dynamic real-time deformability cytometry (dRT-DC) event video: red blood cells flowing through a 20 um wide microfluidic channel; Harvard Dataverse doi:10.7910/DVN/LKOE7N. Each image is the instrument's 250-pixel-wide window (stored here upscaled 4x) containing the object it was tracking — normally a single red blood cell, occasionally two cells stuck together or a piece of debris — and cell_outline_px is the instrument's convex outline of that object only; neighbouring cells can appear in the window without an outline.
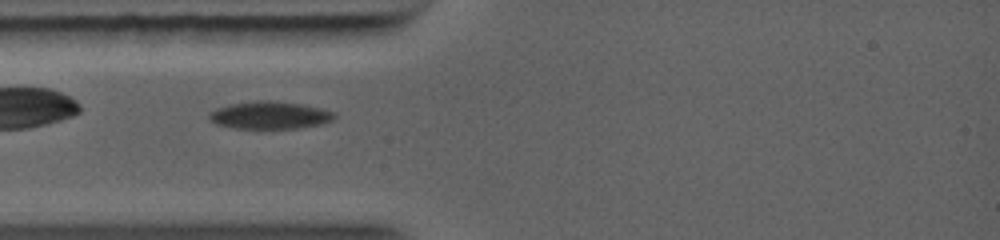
{"species": "common noctule bat (a hibernating species)", "species_latin": "Nyctalus noctula", "temperature_condition": "warm", "stored_images_in_passage": 2, "camera_frame_rate_fps": 5000, "um_per_image_px": 0.085, "animal": {"sex": "female", "body_mass_g": 19.0, "forearm_length_mm": 56.7}, "frame": {"image": 1, "passage_image": 1, "time_ms": 0.0, "image_size_px": [1000, 240], "cell_outline_px": [[336, 116], [332, 120], [320, 124], [300, 128], [232, 128], [216, 124], [208, 120], [208, 112], [216, 108], [232, 104], [256, 100], [268, 100], [300, 104], [320, 108], [332, 112]], "centroid_in_image_um": [22.86, 9.79], "position_along_channel_um": 62.1, "area_um2": 20.0}}